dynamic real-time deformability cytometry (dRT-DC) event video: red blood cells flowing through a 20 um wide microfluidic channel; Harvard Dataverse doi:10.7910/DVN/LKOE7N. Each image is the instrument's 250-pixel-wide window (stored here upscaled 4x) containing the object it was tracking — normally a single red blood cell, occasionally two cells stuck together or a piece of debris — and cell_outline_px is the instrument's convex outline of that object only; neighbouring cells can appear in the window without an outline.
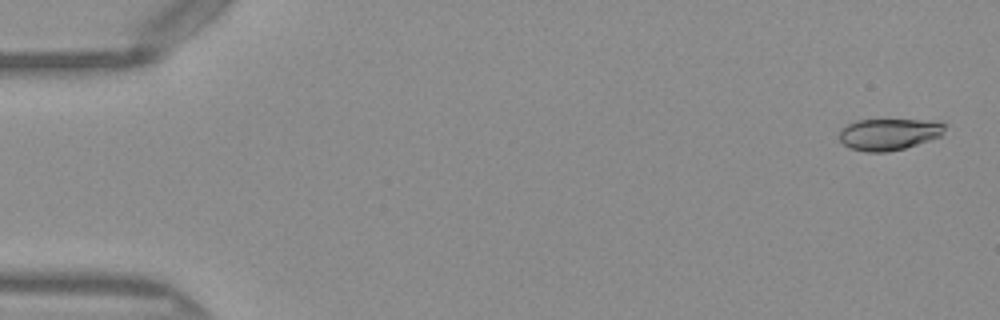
{"species": "Egyptian fruit bat (a non-hibernating species)", "species_latin": "Rousettus aegyptiacus", "temperature_condition": "warm", "stored_images_in_passage": 50, "camera_frame_rate_fps": 3000, "um_per_image_px": 0.085, "frame": {"image": 1, "passage_image": 2, "time_ms": 0.333, "image_size_px": [1000, 320], "cell_outline_px": [[948, 124], [940, 136], [904, 148], [888, 152], [864, 152], [848, 148], [840, 140], [840, 128], [856, 120], [920, 120]], "centroid_in_image_um": [75.51, 11.41], "position_along_channel_um": 9.5, "area_um2": 19.31}}
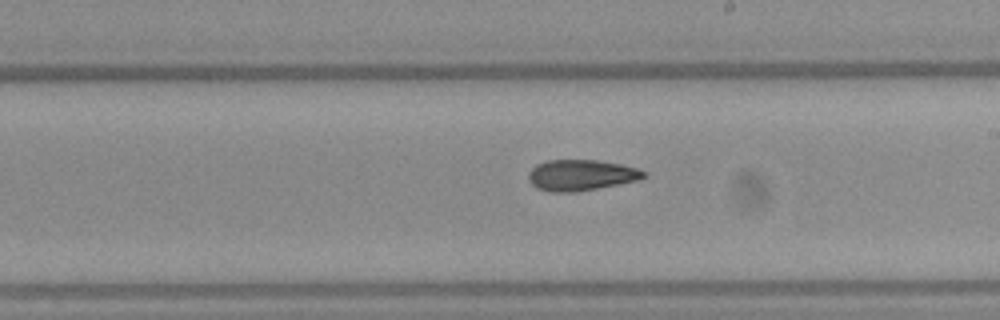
{"frame": {"image": 2, "passage_image": 29, "time_ms": 9.333, "image_size_px": [1000, 320], "cell_outline_px": [[648, 176], [636, 180], [576, 192], [552, 192], [536, 188], [528, 180], [528, 172], [536, 164], [548, 160], [596, 160], [620, 164], [636, 168], [648, 172]], "centroid_in_image_um": [49.36, 14.88], "position_along_channel_um": 239.6, "area_um2": 20.69}}
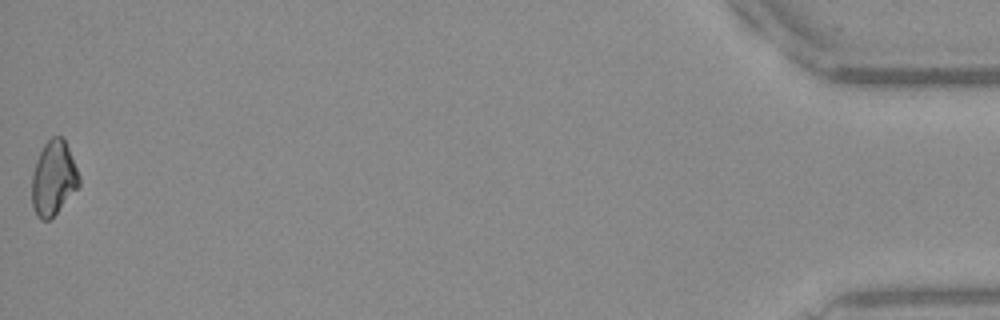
{"frame": {"image": 3, "passage_image": 50, "time_ms": 16.333, "image_size_px": [1000, 320], "cell_outline_px": [[80, 184], [56, 212], [48, 220], [40, 220], [36, 216], [32, 204], [32, 176], [36, 160], [44, 144], [52, 136], [60, 136], [64, 140], [68, 148], [80, 176]], "centroid_in_image_um": [4.53, 15.14], "position_along_channel_um": 430.7, "area_um2": 20.11}, "authors_computed_cell_mechanics": {"area_um2": 20.5768, "velocity_mm_per_s": 4.1035, "shape_relaxation_time_tau1_ms": null, "shape_relaxation_time_tau2_ms": 4.8192, "deformation_change_tau1": null, "deformation_change_tau2": 0.1182}}